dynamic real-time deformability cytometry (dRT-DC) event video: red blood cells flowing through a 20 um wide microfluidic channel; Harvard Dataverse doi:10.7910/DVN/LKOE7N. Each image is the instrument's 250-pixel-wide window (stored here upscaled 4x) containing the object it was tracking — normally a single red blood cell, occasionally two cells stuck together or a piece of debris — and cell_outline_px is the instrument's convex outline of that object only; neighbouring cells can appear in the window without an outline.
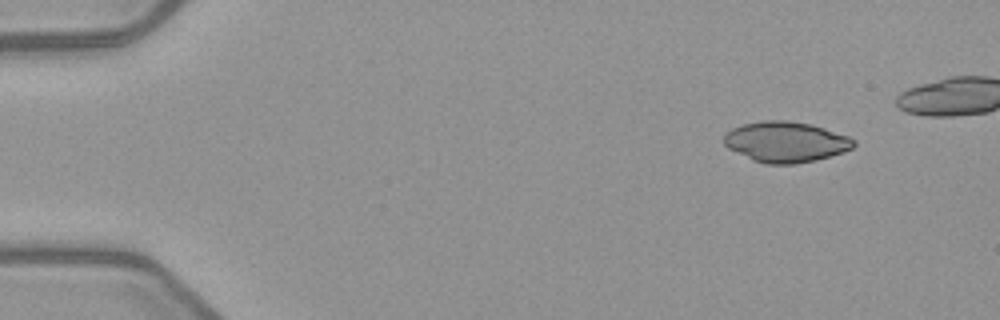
{"species": "common noctule bat (a hibernating species)", "species_latin": "Nyctalus noctula", "temperature_condition": "warm", "stored_images_in_passage": 5, "camera_frame_rate_fps": 3000, "um_per_image_px": 0.085, "animal": {"sex": "female", "body_mass_g": 21.9}, "frame": {"image": 1, "passage_image": 1, "time_ms": 0.0, "image_size_px": [1000, 320], "cell_outline_px": [[856, 144], [852, 148], [844, 152], [816, 160], [796, 164], [764, 164], [752, 160], [728, 148], [724, 144], [724, 132], [732, 128], [744, 124], [764, 120], [788, 120], [808, 124], [824, 128], [848, 136], [856, 140]], "centroid_in_image_um": [66.78, 12.07], "position_along_channel_um": 18.2, "area_um2": 30.81}}